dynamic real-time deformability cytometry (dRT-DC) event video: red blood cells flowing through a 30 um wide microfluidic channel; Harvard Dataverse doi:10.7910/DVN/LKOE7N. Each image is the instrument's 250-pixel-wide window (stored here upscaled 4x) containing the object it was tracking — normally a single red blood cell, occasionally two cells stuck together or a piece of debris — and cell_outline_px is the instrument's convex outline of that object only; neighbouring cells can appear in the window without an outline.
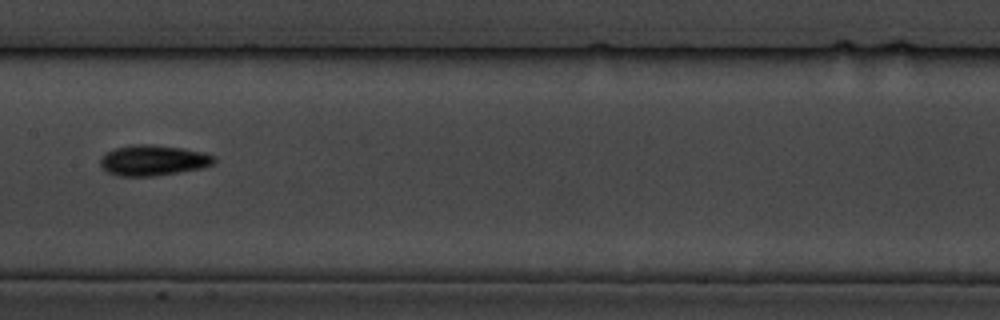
{"species": "common noctule bat (a hibernating species)", "species_latin": "Nyctalus noctula", "temperature_condition": "cold", "stored_images_in_passage": 5, "camera_frame_rate_fps": 3000, "um_per_image_px": 0.085, "animal": {"sex": "male", "body_mass_g": 19.5, "forearm_length_mm": 54.6}, "frame": {"image": 1, "passage_image": 5, "time_ms": 4.667, "image_size_px": [1000, 320], "cell_outline_px": [[216, 160], [212, 164], [204, 168], [152, 176], [120, 176], [108, 172], [100, 164], [100, 160], [104, 152], [116, 148], [132, 144], [148, 144], [180, 148], [204, 152], [212, 156]], "centroid_in_image_um": [13.0, 13.62], "position_along_channel_um": 194.4, "area_um2": 20.11}}